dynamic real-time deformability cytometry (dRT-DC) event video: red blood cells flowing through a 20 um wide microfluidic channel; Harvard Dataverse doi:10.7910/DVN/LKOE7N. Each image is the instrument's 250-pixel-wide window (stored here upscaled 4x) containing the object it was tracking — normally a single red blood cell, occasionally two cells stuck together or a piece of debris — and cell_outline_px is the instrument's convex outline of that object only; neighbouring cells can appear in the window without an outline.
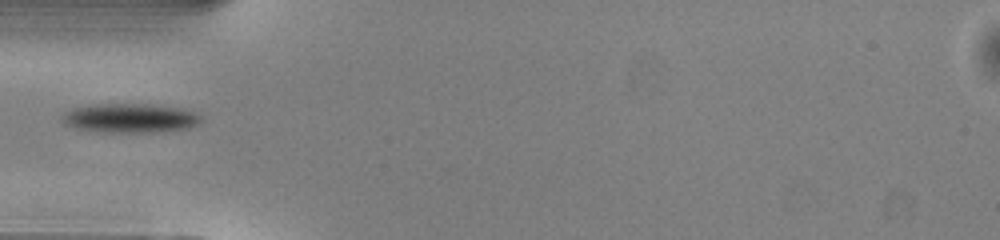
{"species": "common noctule bat (a hibernating species)", "species_latin": "Nyctalus noctula", "temperature_condition": "warm", "stored_images_in_passage": 35, "camera_frame_rate_fps": 3000, "um_per_image_px": 0.085, "animal": {"sex": "male", "body_mass_g": 13.0, "forearm_length_mm": 53.1}, "frame": {"image": 1, "passage_image": 1, "time_ms": 0.0, "image_size_px": [1000, 240], "cell_outline_px": [[204, 120], [188, 128], [164, 132], [96, 132], [76, 128], [64, 124], [60, 120], [60, 116], [64, 112], [72, 108], [92, 104], [148, 104], [180, 108], [192, 112], [200, 116]], "centroid_in_image_um": [11.0, 10.05], "position_along_channel_um": 74.0, "area_um2": 23.87}}
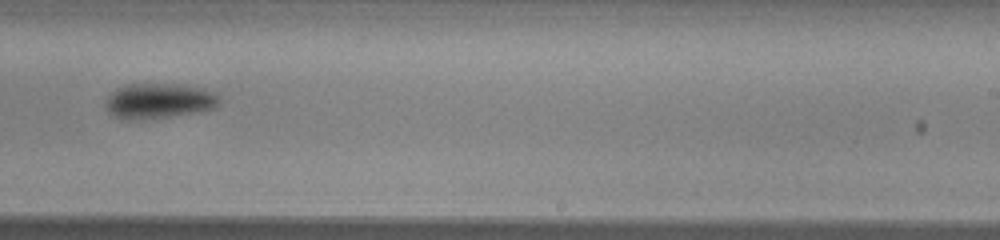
{"frame": {"image": 2, "passage_image": 16, "time_ms": 5.0, "image_size_px": [1000, 240], "cell_outline_px": [[220, 104], [216, 108], [196, 112], [140, 120], [128, 120], [116, 116], [108, 112], [104, 104], [104, 100], [116, 88], [128, 84], [184, 84], [204, 88], [216, 92], [220, 96]], "centroid_in_image_um": [13.53, 8.56], "position_along_channel_um": 275.5, "area_um2": 23.7}}
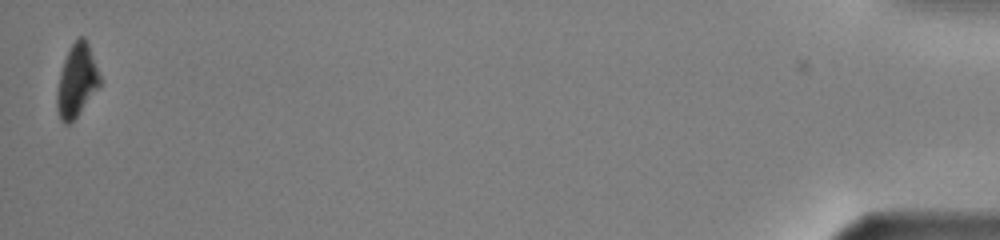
{"frame": {"image": 3, "passage_image": 35, "time_ms": 11.333, "image_size_px": [1000, 240], "cell_outline_px": [[104, 80], [76, 116], [68, 124], [64, 124], [60, 120], [56, 108], [56, 92], [60, 72], [64, 60], [72, 44], [80, 36], [84, 36], [88, 44]], "centroid_in_image_um": [6.53, 6.85], "position_along_channel_um": 428.7, "area_um2": 18.21}}